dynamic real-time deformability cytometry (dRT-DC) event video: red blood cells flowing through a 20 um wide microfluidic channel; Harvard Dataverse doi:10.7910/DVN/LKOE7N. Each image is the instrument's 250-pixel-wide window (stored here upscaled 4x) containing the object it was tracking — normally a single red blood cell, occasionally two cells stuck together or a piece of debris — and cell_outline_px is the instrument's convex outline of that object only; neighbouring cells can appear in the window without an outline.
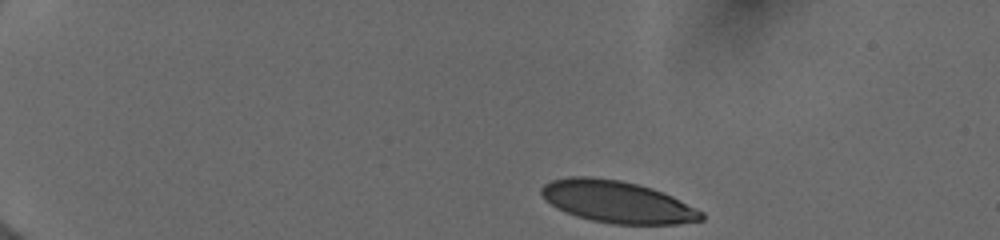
{"species": "human", "species_latin": "Homo sapiens", "temperature_condition": "cold", "stored_images_in_passage": 44, "camera_frame_rate_fps": 3000, "um_per_image_px": 0.085, "donor": {"sex": "female"}, "frame": {"image": 1, "passage_image": 1, "time_ms": 0.0, "image_size_px": [1000, 240], "cell_outline_px": [[704, 220], [676, 224], [612, 224], [592, 220], [576, 216], [564, 212], [556, 208], [544, 200], [540, 192], [540, 188], [544, 184], [552, 180], [568, 176], [592, 176], [620, 180], [652, 188], [664, 192], [704, 212]], "centroid_in_image_um": [52.44, 17.15], "position_along_channel_um": 32.6, "area_um2": 39.42}}
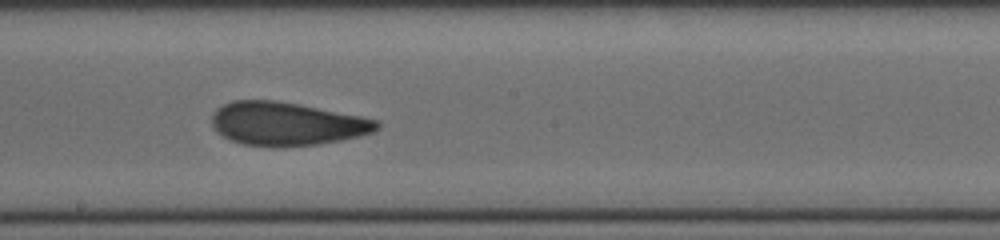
{"frame": {"image": 2, "passage_image": 23, "time_ms": 7.333, "image_size_px": [1000, 240], "cell_outline_px": [[380, 128], [372, 132], [360, 136], [340, 140], [316, 144], [276, 148], [272, 148], [244, 144], [232, 140], [224, 136], [212, 124], [212, 116], [216, 108], [232, 100], [276, 100], [360, 116], [380, 120]], "centroid_in_image_um": [24.38, 10.53], "position_along_channel_um": 223.8, "area_um2": 41.62}}
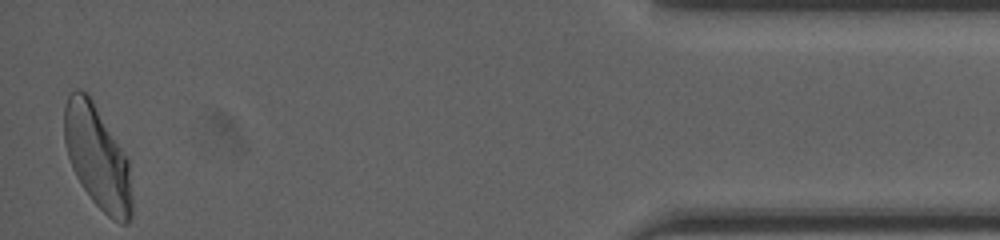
{"frame": {"image": 3, "passage_image": 43, "time_ms": 14.0, "image_size_px": [1000, 240], "cell_outline_px": [[132, 216], [128, 224], [120, 224], [112, 220], [92, 200], [80, 184], [72, 168], [68, 156], [64, 140], [64, 108], [68, 96], [76, 88], [80, 88], [88, 92], [128, 160], [132, 200]], "centroid_in_image_um": [8.26, 13.37], "position_along_channel_um": 426.9, "area_um2": 40.63}, "authors_computed_cell_mechanics": {"area_um2": 41.038, "velocity_mm_per_s": 3.9836, "shape_relaxation_time_tau1_ms": 6.0333, "shape_relaxation_time_tau2_ms": 1.3632, "deformation_change_tau1": 0.1674, "deformation_change_tau2": 0.085}}